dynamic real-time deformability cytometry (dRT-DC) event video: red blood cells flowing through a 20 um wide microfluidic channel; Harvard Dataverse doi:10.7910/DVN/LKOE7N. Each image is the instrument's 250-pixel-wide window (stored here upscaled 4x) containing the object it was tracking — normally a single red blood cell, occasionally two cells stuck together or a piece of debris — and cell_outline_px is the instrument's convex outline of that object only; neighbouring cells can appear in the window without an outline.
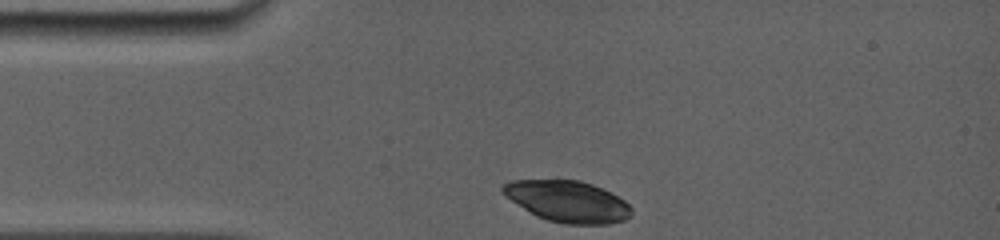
{"species": "common noctule bat (a hibernating species)", "species_latin": "Nyctalus noctula", "temperature_condition": "room temperature", "stored_images_in_passage": 2, "camera_frame_rate_fps": 5000, "um_per_image_px": 0.085, "animal": {"sex": "female", "body_mass_g": 19.0, "forearm_length_mm": 56.7}, "frame": {"image": 1, "passage_image": 1, "time_ms": 0.0, "image_size_px": [1000, 240], "cell_outline_px": [[632, 216], [624, 220], [608, 224], [564, 224], [548, 220], [536, 216], [500, 192], [500, 188], [504, 184], [512, 180], [580, 180], [592, 184], [624, 200], [632, 208]], "centroid_in_image_um": [48.25, 17.12], "position_along_channel_um": 36.7, "area_um2": 30.81}}